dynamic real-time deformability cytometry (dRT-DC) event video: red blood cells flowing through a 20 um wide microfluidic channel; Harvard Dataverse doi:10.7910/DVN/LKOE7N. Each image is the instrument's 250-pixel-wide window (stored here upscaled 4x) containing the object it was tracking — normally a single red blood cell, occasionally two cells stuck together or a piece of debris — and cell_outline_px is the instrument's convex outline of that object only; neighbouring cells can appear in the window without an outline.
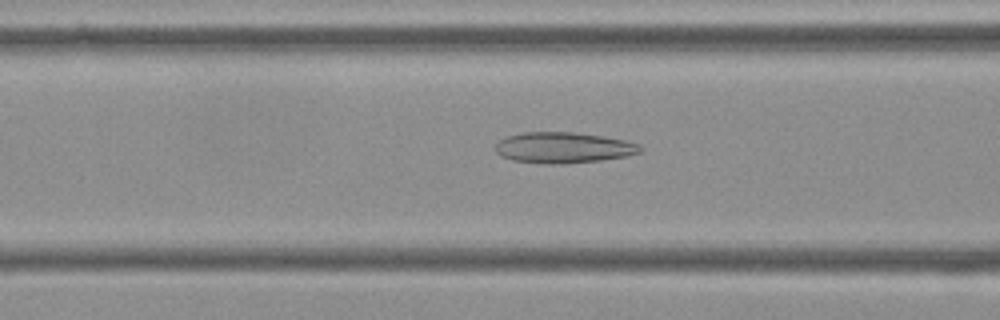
{"species": "Egyptian fruit bat (a non-hibernating species)", "species_latin": "Rousettus aegyptiacus", "temperature_condition": "cold", "stored_images_in_passage": 55, "camera_frame_rate_fps": 3000, "um_per_image_px": 0.085, "frame": {"image": 1, "passage_image": 21, "time_ms": 6.667, "image_size_px": [1000, 320], "cell_outline_px": [[644, 148], [640, 152], [624, 156], [600, 160], [564, 164], [544, 164], [512, 160], [500, 156], [496, 152], [496, 144], [500, 140], [508, 136], [524, 132], [572, 132], [604, 136], [624, 140], [640, 144]], "centroid_in_image_um": [47.88, 12.55], "position_along_channel_um": 118.7, "area_um2": 26.07}}
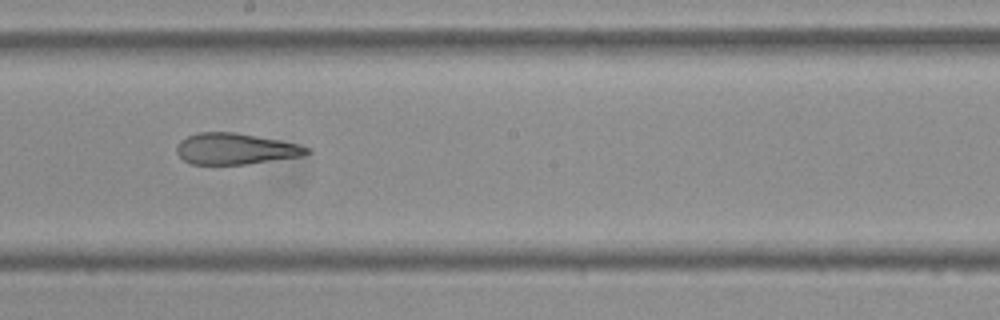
{"frame": {"image": 2, "passage_image": 30, "time_ms": 9.667, "image_size_px": [1000, 320], "cell_outline_px": [[312, 152], [304, 156], [248, 164], [192, 164], [184, 160], [176, 152], [176, 144], [180, 140], [196, 132], [236, 132], [280, 140], [296, 144], [308, 148]], "centroid_in_image_um": [20.01, 12.65], "position_along_channel_um": 228.2, "area_um2": 23.76}}
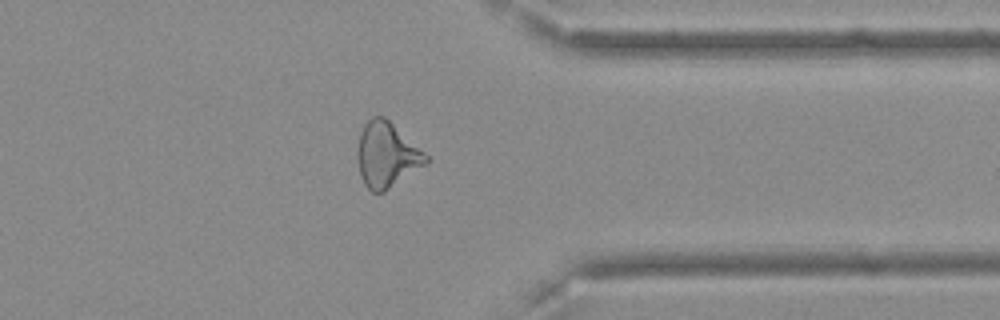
{"frame": {"image": 3, "passage_image": 43, "time_ms": 14.0, "image_size_px": [1000, 320], "cell_outline_px": [[432, 160], [384, 192], [372, 192], [364, 184], [360, 172], [356, 156], [356, 152], [360, 132], [364, 124], [372, 116], [384, 116], [424, 152]], "centroid_in_image_um": [32.85, 13.17], "position_along_channel_um": 378.5, "area_um2": 25.89}, "authors_computed_cell_mechanics": {"area_um2": 26.7036, "velocity_mm_per_s": 3.6385, "shape_relaxation_time_tau1_ms": null, "shape_relaxation_time_tau2_ms": 2.3082, "deformation_change_tau1": null, "deformation_change_tau2": 0.1181}}